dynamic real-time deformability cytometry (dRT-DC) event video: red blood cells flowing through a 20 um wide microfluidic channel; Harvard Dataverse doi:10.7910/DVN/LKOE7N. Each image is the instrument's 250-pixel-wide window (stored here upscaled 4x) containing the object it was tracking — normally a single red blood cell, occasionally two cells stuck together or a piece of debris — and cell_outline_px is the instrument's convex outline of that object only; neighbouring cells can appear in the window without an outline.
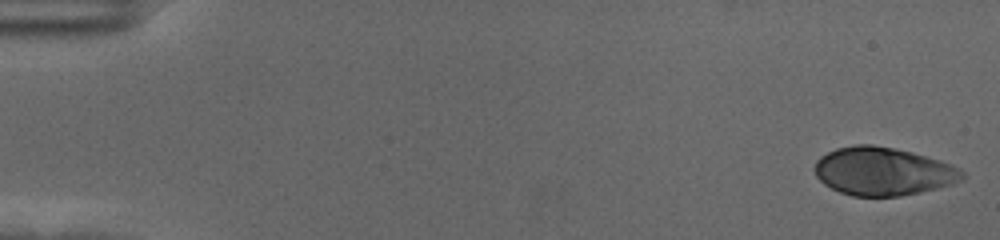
{"species": "human", "species_latin": "Homo sapiens", "temperature_condition": "cold", "stored_images_in_passage": 57, "camera_frame_rate_fps": 3000, "um_per_image_px": 0.085, "donor": {"sex": "female"}, "frame": {"image": 1, "passage_image": 1, "time_ms": 0.0, "image_size_px": [1000, 240], "cell_outline_px": [[964, 180], [952, 184], [920, 192], [900, 196], [852, 196], [840, 192], [824, 184], [816, 176], [816, 160], [820, 156], [836, 148], [856, 144], [872, 144], [912, 152], [940, 160], [960, 168], [964, 172]], "centroid_in_image_um": [75.07, 14.56], "position_along_channel_um": 9.9, "area_um2": 41.38}}
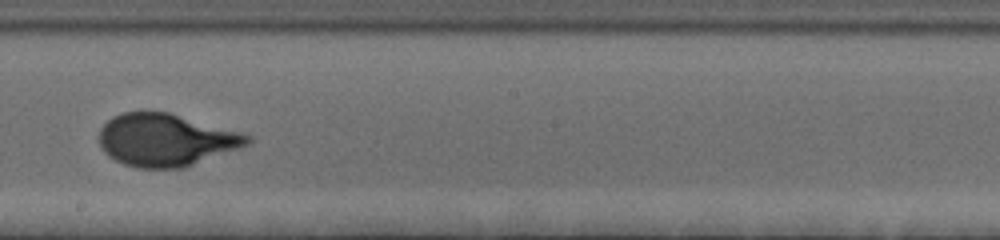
{"frame": {"image": 2, "passage_image": 33, "time_ms": 10.667, "image_size_px": [1000, 240], "cell_outline_px": [[252, 140], [248, 144], [240, 148], [180, 168], [136, 168], [124, 164], [116, 160], [104, 152], [100, 144], [100, 128], [112, 116], [124, 112], [168, 112], [240, 132], [252, 136]], "centroid_in_image_um": [14.08, 11.89], "position_along_channel_um": 234.1, "area_um2": 44.85}}
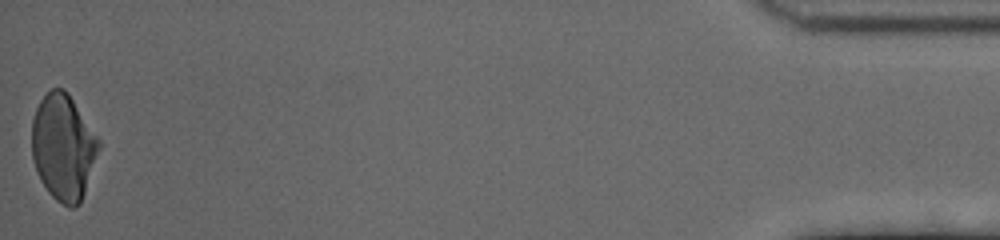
{"frame": {"image": 3, "passage_image": 57, "time_ms": 18.667, "image_size_px": [1000, 240], "cell_outline_px": [[100, 148], [80, 204], [72, 208], [68, 208], [56, 200], [48, 192], [40, 180], [36, 172], [32, 160], [32, 120], [36, 108], [40, 100], [52, 88], [64, 88], [68, 92], [100, 140]], "centroid_in_image_um": [5.37, 12.52], "position_along_channel_um": 429.8, "area_um2": 41.5}, "authors_computed_cell_mechanics": {"area_um2": 43.0032, "velocity_mm_per_s": 3.5184, "shape_relaxation_time_tau1_ms": 4.2652, "shape_relaxation_time_tau2_ms": null, "deformation_change_tau1": 0.1931, "deformation_change_tau2": null}}